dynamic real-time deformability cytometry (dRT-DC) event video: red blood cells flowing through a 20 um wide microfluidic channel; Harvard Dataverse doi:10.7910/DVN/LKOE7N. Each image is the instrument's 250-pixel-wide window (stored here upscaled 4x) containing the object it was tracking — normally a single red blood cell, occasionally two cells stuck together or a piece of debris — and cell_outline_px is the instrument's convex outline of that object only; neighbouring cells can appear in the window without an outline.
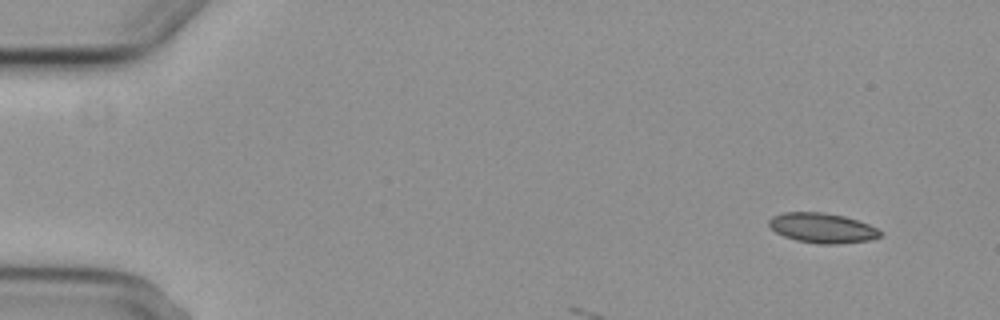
{"species": "common noctule bat (a hibernating species)", "species_latin": "Nyctalus noctula", "temperature_condition": "cold", "stored_images_in_passage": 5, "camera_frame_rate_fps": 3000, "um_per_image_px": 0.085, "animal": {"sex": "female", "body_mass_g": 29.2, "forearm_length_mm": 56.3}, "frame": {"image": 1, "passage_image": 1, "time_ms": 0.0, "image_size_px": [1000, 320], "cell_outline_px": [[884, 232], [880, 236], [868, 240], [836, 244], [816, 244], [796, 240], [784, 236], [776, 232], [768, 224], [768, 220], [772, 216], [784, 212], [824, 212], [844, 216], [868, 224]], "centroid_in_image_um": [69.88, 19.37], "position_along_channel_um": 15.1, "area_um2": 19.36}}
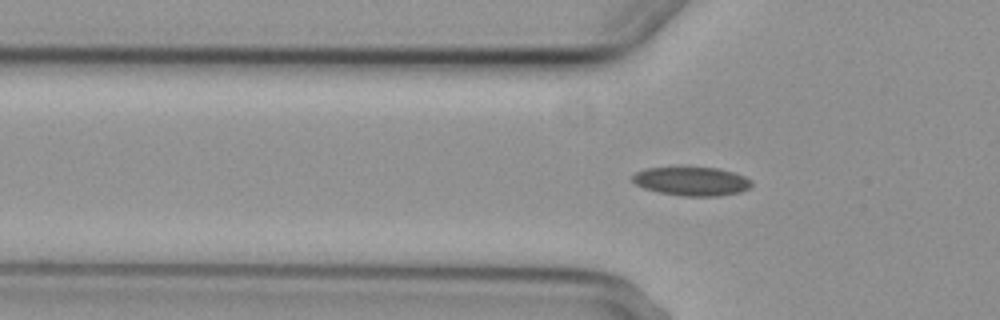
{"frame": {"image": 2, "passage_image": 5, "time_ms": 4.667, "image_size_px": [1000, 320], "cell_outline_px": [[752, 184], [748, 188], [740, 192], [720, 196], [680, 196], [660, 192], [644, 188], [636, 184], [632, 180], [632, 176], [636, 172], [644, 168], [676, 164], [720, 168], [744, 176], [752, 180]], "centroid_in_image_um": [58.75, 15.35], "position_along_channel_um": 67.1, "area_um2": 20.92}}